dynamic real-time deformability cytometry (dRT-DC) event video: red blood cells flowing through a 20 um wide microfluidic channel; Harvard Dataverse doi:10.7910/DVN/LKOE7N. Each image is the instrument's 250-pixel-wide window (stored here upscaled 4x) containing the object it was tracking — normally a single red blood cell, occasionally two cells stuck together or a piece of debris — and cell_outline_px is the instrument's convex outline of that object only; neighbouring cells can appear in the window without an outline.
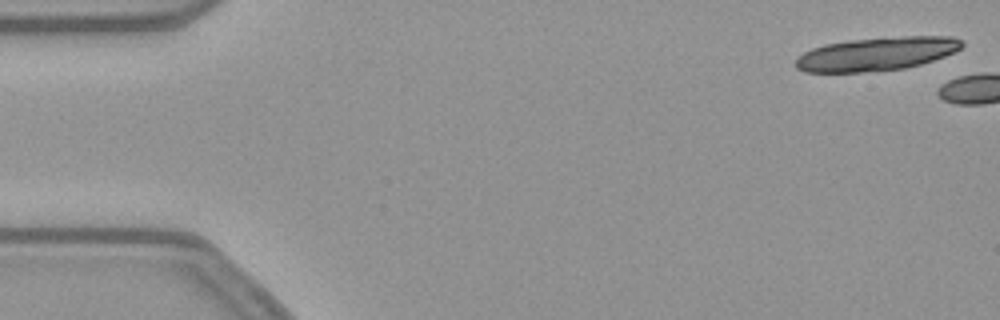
{"species": "common noctule bat (a hibernating species)", "species_latin": "Nyctalus noctula", "temperature_condition": "warm", "stored_images_in_passage": 4, "camera_frame_rate_fps": 3000, "um_per_image_px": 0.085, "animal": {"sex": "female", "body_mass_g": 21.9}, "frame": {"image": 1, "passage_image": 1, "time_ms": 0.0, "image_size_px": [1000, 320], "cell_outline_px": [[964, 44], [956, 52], [920, 64], [904, 68], [860, 72], [804, 72], [796, 68], [796, 56], [812, 48], [824, 44], [848, 40], [904, 36], [952, 36], [960, 40]], "centroid_in_image_um": [74.48, 4.57], "position_along_channel_um": 10.5, "area_um2": 32.37}}